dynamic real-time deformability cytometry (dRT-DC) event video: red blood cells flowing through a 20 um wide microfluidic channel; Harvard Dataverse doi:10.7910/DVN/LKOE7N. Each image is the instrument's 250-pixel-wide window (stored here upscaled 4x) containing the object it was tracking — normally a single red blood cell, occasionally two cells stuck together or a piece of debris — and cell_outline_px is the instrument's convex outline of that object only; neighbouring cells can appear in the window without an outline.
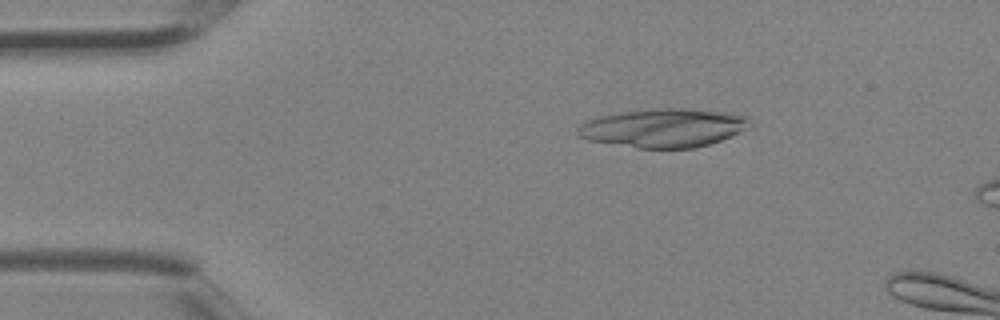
{"species": "Egyptian fruit bat (a non-hibernating species)", "species_latin": "Rousettus aegyptiacus", "temperature_condition": "room temperature", "stored_images_in_passage": 4, "camera_frame_rate_fps": 3000, "um_per_image_px": 0.085, "animal": {"sex": "female"}, "frame": {"image": 1, "passage_image": 2, "time_ms": 0.333, "image_size_px": [1000, 320], "cell_outline_px": [[748, 120], [740, 132], [732, 136], [696, 148], [636, 148], [588, 140], [580, 136], [576, 132], [576, 128], [580, 124], [588, 120], [600, 116], [620, 112], [656, 108], [684, 108], [732, 112], [748, 116]], "centroid_in_image_um": [56.36, 10.87], "position_along_channel_um": 28.6, "area_um2": 38.73}}